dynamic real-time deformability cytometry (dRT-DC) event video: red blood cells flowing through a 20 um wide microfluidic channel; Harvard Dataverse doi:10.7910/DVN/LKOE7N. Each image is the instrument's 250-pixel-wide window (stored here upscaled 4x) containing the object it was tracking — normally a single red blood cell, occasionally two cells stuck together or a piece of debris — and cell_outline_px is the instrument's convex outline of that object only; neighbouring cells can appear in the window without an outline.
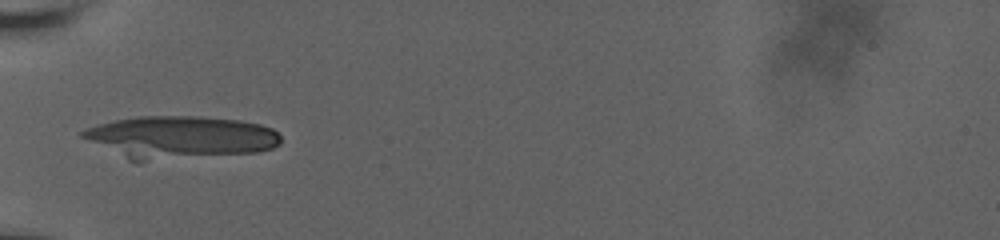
{"species": "human", "species_latin": "Homo sapiens", "temperature_condition": "room temperature", "stored_images_in_passage": 7, "camera_frame_rate_fps": 3000, "um_per_image_px": 0.085, "donor": {"sex": "male"}, "frame": {"image": 1, "passage_image": 1, "time_ms": 0.0, "image_size_px": [1000, 240], "cell_outline_px": [[280, 144], [272, 148], [256, 152], [144, 160], [128, 160], [80, 136], [80, 132], [88, 128], [100, 124], [116, 120], [136, 116], [196, 116], [240, 120], [260, 124], [272, 128], [280, 136]], "centroid_in_image_um": [15.33, 11.64], "position_along_channel_um": 69.7, "area_um2": 48.26}}
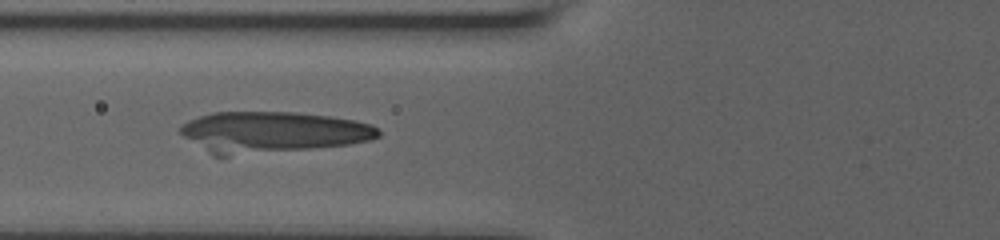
{"frame": {"image": 2, "passage_image": 4, "time_ms": 1.0, "image_size_px": [1000, 240], "cell_outline_px": [[380, 136], [368, 140], [348, 144], [312, 148], [228, 156], [212, 156], [184, 136], [180, 132], [180, 124], [188, 120], [212, 112], [296, 112], [332, 116], [356, 120], [372, 124], [380, 128]], "centroid_in_image_um": [23.15, 11.22], "position_along_channel_um": 102.6, "area_um2": 47.51}}
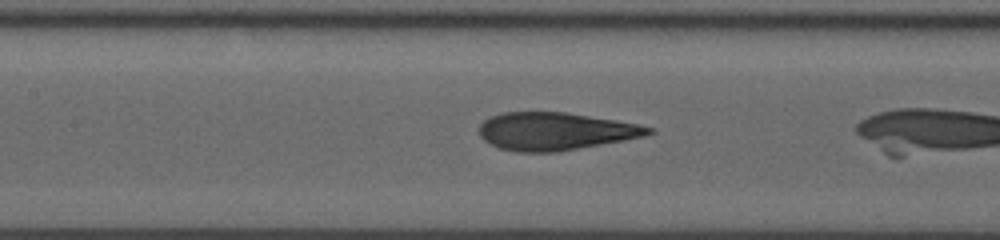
{"frame": {"image": 3, "passage_image": 6, "time_ms": 1.667, "image_size_px": [1000, 240], "cell_outline_px": [[656, 132], [644, 136], [624, 140], [556, 152], [516, 152], [500, 148], [484, 140], [480, 136], [480, 124], [484, 120], [492, 116], [504, 112], [568, 112], [616, 120], [656, 128]], "centroid_in_image_um": [47.22, 11.15], "position_along_channel_um": 160.2, "area_um2": 37.11}}